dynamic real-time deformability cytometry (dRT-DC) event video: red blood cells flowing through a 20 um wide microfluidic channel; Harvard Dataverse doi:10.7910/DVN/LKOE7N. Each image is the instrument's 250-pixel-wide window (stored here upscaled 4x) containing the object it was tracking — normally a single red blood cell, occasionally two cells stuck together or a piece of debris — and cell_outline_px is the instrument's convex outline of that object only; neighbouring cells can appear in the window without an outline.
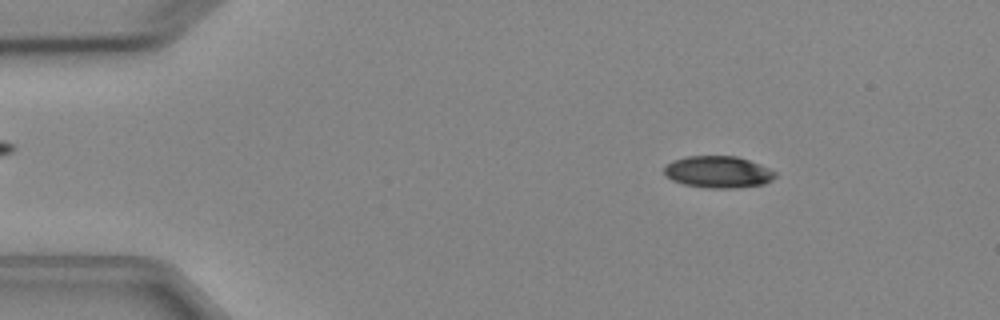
{"species": "Egyptian fruit bat (a non-hibernating species)", "species_latin": "Rousettus aegyptiacus", "temperature_condition": "cold", "stored_images_in_passage": 5, "camera_frame_rate_fps": 3000, "um_per_image_px": 0.085, "animal": {"sex": "female"}, "frame": {"image": 1, "passage_image": 5, "time_ms": 5.667, "image_size_px": [1000, 320], "cell_outline_px": [[776, 176], [772, 180], [764, 184], [736, 188], [708, 188], [684, 184], [672, 180], [664, 176], [664, 168], [672, 160], [684, 156], [736, 156], [760, 164], [776, 172]], "centroid_in_image_um": [61.03, 14.62], "position_along_channel_um": 24.0, "area_um2": 20.69}}